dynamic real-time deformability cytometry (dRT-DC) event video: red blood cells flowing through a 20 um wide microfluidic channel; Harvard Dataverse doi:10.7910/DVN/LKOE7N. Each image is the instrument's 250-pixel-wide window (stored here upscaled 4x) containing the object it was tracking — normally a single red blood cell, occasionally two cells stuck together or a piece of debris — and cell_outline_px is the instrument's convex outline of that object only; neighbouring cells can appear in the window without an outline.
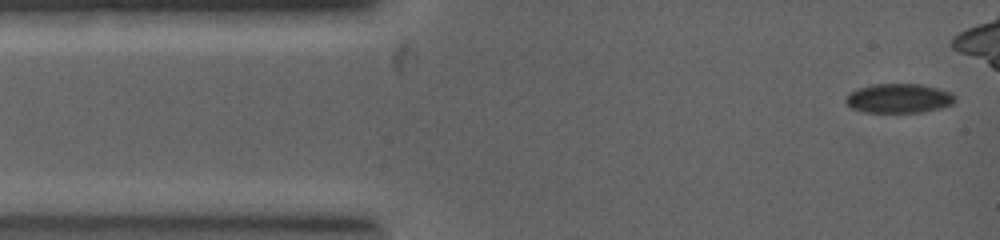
{"species": "common noctule bat (a hibernating species)", "species_latin": "Nyctalus noctula", "temperature_condition": "warm", "stored_images_in_passage": 3, "camera_frame_rate_fps": 5000, "um_per_image_px": 0.085, "animal": {"sex": "female", "body_mass_g": 19.0, "forearm_length_mm": 53.3}, "frame": {"image": 1, "passage_image": 1, "time_ms": 0.0, "image_size_px": [1000, 240], "cell_outline_px": [[956, 100], [952, 104], [940, 108], [924, 112], [864, 112], [852, 108], [844, 100], [844, 96], [856, 88], [872, 84], [920, 84], [952, 92], [956, 96]], "centroid_in_image_um": [76.38, 8.35], "position_along_channel_um": 8.6, "area_um2": 18.84}}